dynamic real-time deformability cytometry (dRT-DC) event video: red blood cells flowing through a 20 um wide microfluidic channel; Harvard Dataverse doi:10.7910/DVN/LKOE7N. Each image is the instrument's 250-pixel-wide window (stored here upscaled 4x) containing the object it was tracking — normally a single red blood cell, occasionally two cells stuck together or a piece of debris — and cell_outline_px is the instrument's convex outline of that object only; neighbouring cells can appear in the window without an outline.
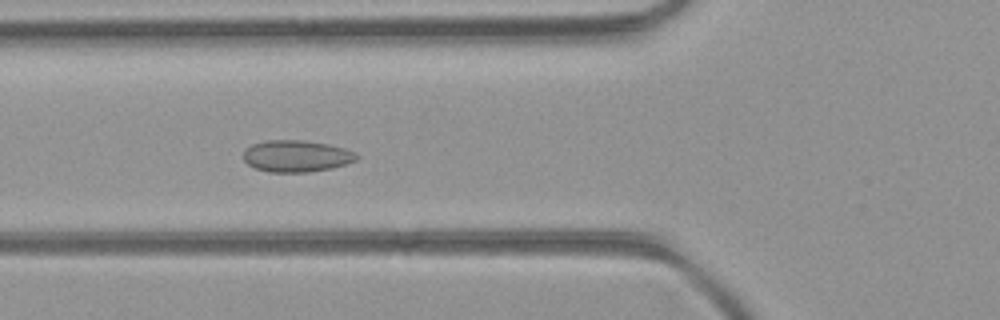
{"species": "common noctule bat (a hibernating species)", "species_latin": "Nyctalus noctula", "temperature_condition": "room temperature", "stored_images_in_passage": 44, "camera_frame_rate_fps": 3000, "um_per_image_px": 0.085, "animal": {"sex": "female", "body_mass_g": 21.9}, "frame": {"image": 1, "passage_image": 18, "time_ms": 5.667, "image_size_px": [1000, 320], "cell_outline_px": [[360, 156], [356, 160], [332, 168], [308, 172], [268, 172], [256, 168], [248, 164], [244, 160], [244, 148], [252, 144], [268, 140], [304, 140], [328, 144], [344, 148], [356, 152]], "centroid_in_image_um": [25.2, 13.26], "position_along_channel_um": 100.6, "area_um2": 20.98}}
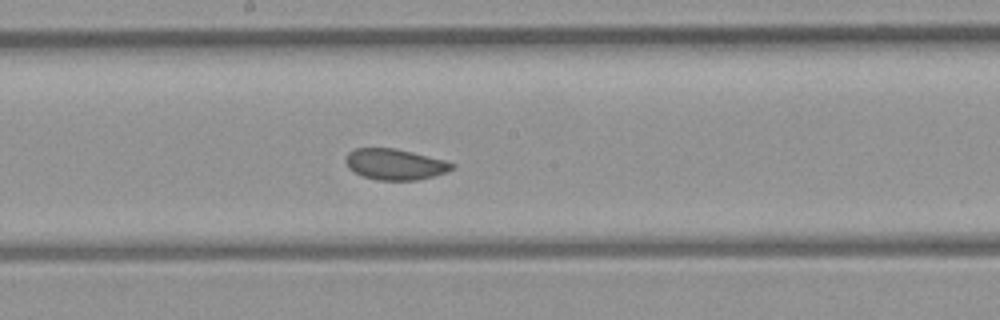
{"frame": {"image": 2, "passage_image": 26, "time_ms": 8.333, "image_size_px": [1000, 320], "cell_outline_px": [[456, 164], [452, 168], [444, 172], [432, 176], [416, 180], [376, 180], [364, 176], [348, 168], [344, 160], [348, 152], [356, 148], [396, 148], [444, 160]], "centroid_in_image_um": [33.53, 13.95], "position_along_channel_um": 214.7, "area_um2": 18.96}}
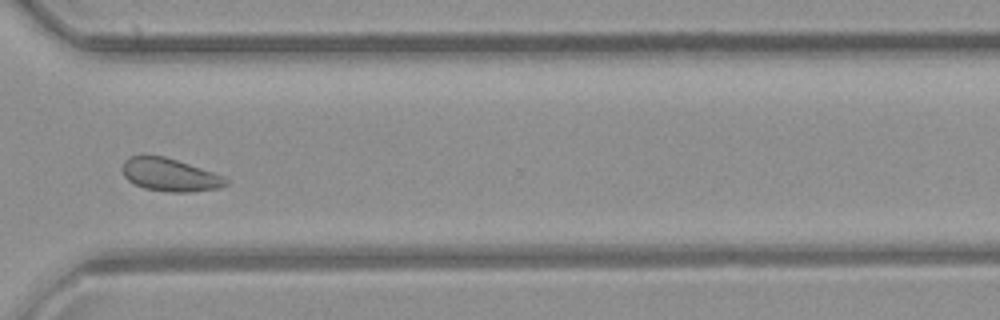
{"frame": {"image": 3, "passage_image": 36, "time_ms": 11.667, "image_size_px": [1000, 320], "cell_outline_px": [[232, 180], [228, 184], [220, 188], [188, 192], [168, 192], [144, 188], [128, 180], [124, 176], [120, 168], [124, 160], [128, 156], [164, 156], [224, 176]], "centroid_in_image_um": [14.44, 14.87], "position_along_channel_um": 356.2, "area_um2": 19.88}, "authors_computed_cell_mechanics": {"area_um2": 20.4612, "velocity_mm_per_s": 4.258, "shape_relaxation_time_tau1_ms": null, "shape_relaxation_time_tau2_ms": 0.8436, "deformation_change_tau1": null, "deformation_change_tau2": 0.0541}}